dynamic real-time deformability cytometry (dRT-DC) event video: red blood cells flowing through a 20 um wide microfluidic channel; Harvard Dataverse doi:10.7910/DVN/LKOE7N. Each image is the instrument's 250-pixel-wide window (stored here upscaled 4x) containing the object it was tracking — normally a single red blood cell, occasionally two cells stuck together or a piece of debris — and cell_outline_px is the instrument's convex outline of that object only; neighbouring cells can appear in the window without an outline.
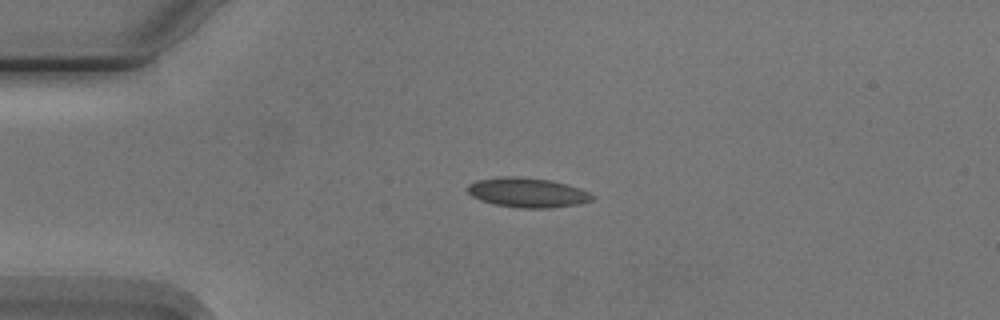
{"species": "Egyptian fruit bat (a non-hibernating species)", "species_latin": "Rousettus aegyptiacus", "temperature_condition": "cold", "stored_images_in_passage": 3, "camera_frame_rate_fps": 3000, "um_per_image_px": 0.085, "animal": {"sex": "male"}, "frame": {"image": 1, "passage_image": 2, "time_ms": 2.0, "image_size_px": [1000, 320], "cell_outline_px": [[596, 196], [592, 200], [576, 204], [552, 208], [520, 208], [492, 204], [480, 200], [472, 196], [468, 192], [468, 184], [476, 180], [508, 176], [512, 176], [548, 180], [580, 188]], "centroid_in_image_um": [44.81, 16.38], "position_along_channel_um": 40.2, "area_um2": 21.33}}